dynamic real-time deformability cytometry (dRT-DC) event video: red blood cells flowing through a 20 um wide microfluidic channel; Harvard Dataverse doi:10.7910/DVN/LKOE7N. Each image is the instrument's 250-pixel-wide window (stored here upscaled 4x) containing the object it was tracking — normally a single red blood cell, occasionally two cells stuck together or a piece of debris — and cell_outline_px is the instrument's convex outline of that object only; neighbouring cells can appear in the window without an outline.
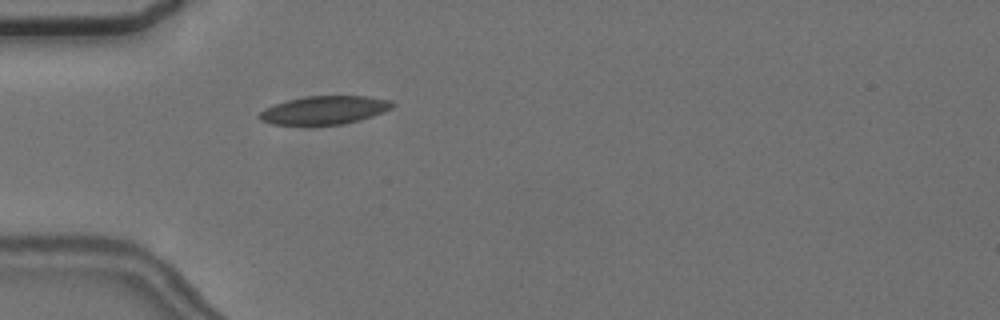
{"species": "common noctule bat (a hibernating species)", "species_latin": "Nyctalus noctula", "temperature_condition": "cold", "stored_images_in_passage": 1, "camera_frame_rate_fps": 3000, "um_per_image_px": 0.085, "animal": {"sex": "female", "body_mass_g": 24.6, "forearm_length_mm": 56.2}, "frame": {"image": 1, "passage_image": 1, "time_ms": 0.0, "image_size_px": [1000, 320], "cell_outline_px": [[396, 104], [392, 108], [384, 112], [360, 120], [340, 124], [272, 124], [260, 120], [256, 116], [264, 108], [288, 100], [308, 96], [368, 96], [392, 100]], "centroid_in_image_um": [27.6, 9.35], "position_along_channel_um": 57.4, "area_um2": 21.85}}